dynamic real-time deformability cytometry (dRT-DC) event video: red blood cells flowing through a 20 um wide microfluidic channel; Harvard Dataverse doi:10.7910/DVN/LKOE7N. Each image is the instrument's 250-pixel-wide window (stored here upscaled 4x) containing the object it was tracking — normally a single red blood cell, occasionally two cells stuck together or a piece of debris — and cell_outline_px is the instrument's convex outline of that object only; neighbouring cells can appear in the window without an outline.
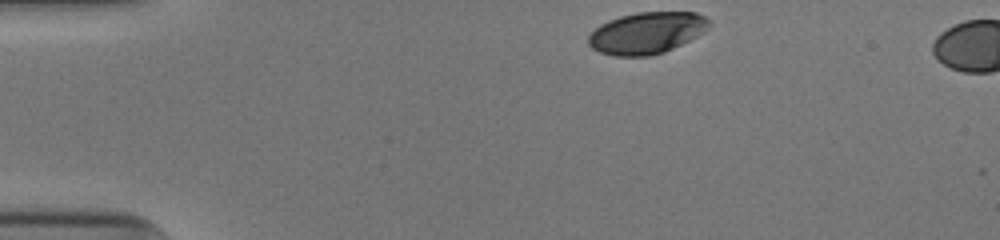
{"species": "human", "species_latin": "Homo sapiens", "temperature_condition": "cold", "stored_images_in_passage": 34, "camera_frame_rate_fps": 3000, "um_per_image_px": 0.085, "donor": {"sex": "male"}, "frame": {"image": 1, "passage_image": 1, "time_ms": 0.0, "image_size_px": [1000, 240], "cell_outline_px": [[712, 24], [704, 32], [664, 52], [652, 56], [612, 56], [600, 52], [592, 48], [588, 44], [588, 36], [600, 24], [608, 20], [620, 16], [636, 12], [696, 12], [704, 16]], "centroid_in_image_um": [54.96, 2.8], "position_along_channel_um": 30.0, "area_um2": 29.3}}
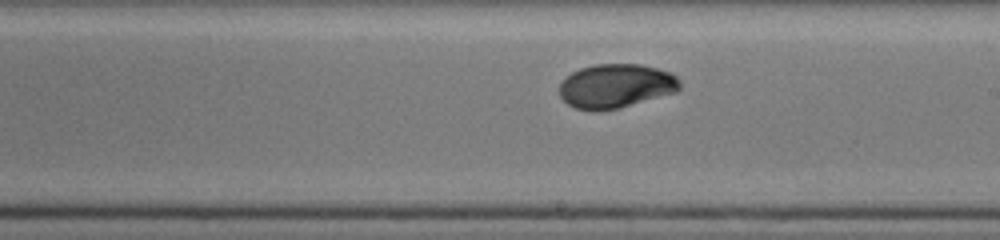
{"frame": {"image": 2, "passage_image": 22, "time_ms": 7.0, "image_size_px": [1000, 240], "cell_outline_px": [[680, 88], [676, 92], [620, 108], [576, 108], [568, 104], [560, 96], [560, 84], [572, 72], [580, 68], [596, 64], [640, 64], [672, 72], [680, 80]], "centroid_in_image_um": [52.4, 7.27], "position_along_channel_um": 236.6, "area_um2": 30.4}}
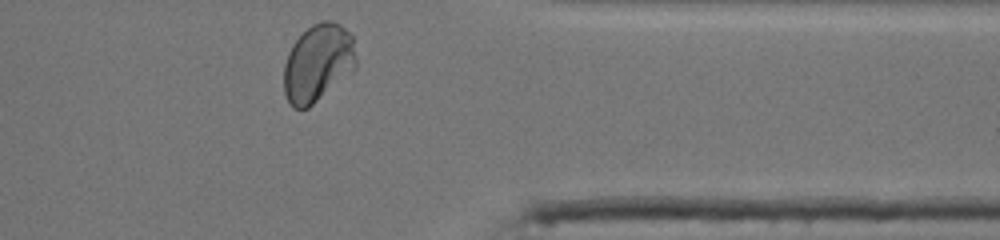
{"frame": {"image": 3, "passage_image": 34, "time_ms": 11.0, "image_size_px": [1000, 240], "cell_outline_px": [[356, 68], [308, 108], [292, 108], [284, 92], [284, 64], [288, 52], [292, 44], [312, 24], [320, 20], [332, 20], [340, 24], [352, 36], [356, 56]], "centroid_in_image_um": [27.01, 5.33], "position_along_channel_um": 384.4, "area_um2": 32.6}, "authors_computed_cell_mechanics": {"area_um2": 30.4606, "velocity_mm_per_s": 3.9247, "shape_relaxation_time_tau1_ms": 3.8179, "shape_relaxation_time_tau2_ms": 0.9685, "deformation_change_tau1": 0.1442, "deformation_change_tau2": 0.0305}}